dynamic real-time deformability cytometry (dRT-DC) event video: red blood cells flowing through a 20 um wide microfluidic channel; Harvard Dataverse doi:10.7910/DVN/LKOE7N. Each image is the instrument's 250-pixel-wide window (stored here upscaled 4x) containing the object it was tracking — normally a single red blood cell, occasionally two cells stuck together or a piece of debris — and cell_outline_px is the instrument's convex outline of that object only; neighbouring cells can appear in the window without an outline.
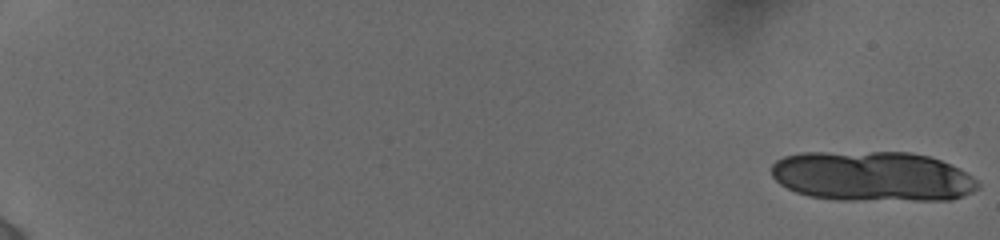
{"species": "human", "species_latin": "Homo sapiens", "temperature_condition": "cold", "stored_images_in_passage": 13, "camera_frame_rate_fps": 3000, "um_per_image_px": 0.085, "donor": {"sex": "female"}, "frame": {"image": 1, "passage_image": 1, "time_ms": 0.0, "image_size_px": [1000, 240], "cell_outline_px": [[980, 188], [972, 192], [952, 200], [836, 200], [808, 196], [796, 192], [780, 184], [772, 176], [772, 164], [776, 160], [784, 156], [800, 152], [912, 152], [928, 156], [940, 160], [960, 168], [980, 180]], "centroid_in_image_um": [74.18, 14.99], "position_along_channel_um": 10.8, "area_um2": 60.98}}
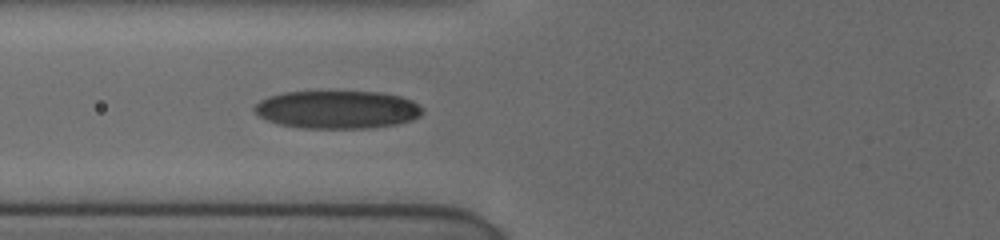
{"frame": {"image": 2, "passage_image": 13, "time_ms": 8.333, "image_size_px": [1000, 240], "cell_outline_px": [[424, 112], [420, 116], [412, 120], [396, 124], [368, 128], [300, 128], [280, 124], [268, 120], [260, 116], [252, 108], [260, 100], [268, 96], [284, 92], [380, 92], [400, 96], [412, 100], [424, 108]], "centroid_in_image_um": [28.69, 9.31], "position_along_channel_um": 97.1, "area_um2": 37.22}}